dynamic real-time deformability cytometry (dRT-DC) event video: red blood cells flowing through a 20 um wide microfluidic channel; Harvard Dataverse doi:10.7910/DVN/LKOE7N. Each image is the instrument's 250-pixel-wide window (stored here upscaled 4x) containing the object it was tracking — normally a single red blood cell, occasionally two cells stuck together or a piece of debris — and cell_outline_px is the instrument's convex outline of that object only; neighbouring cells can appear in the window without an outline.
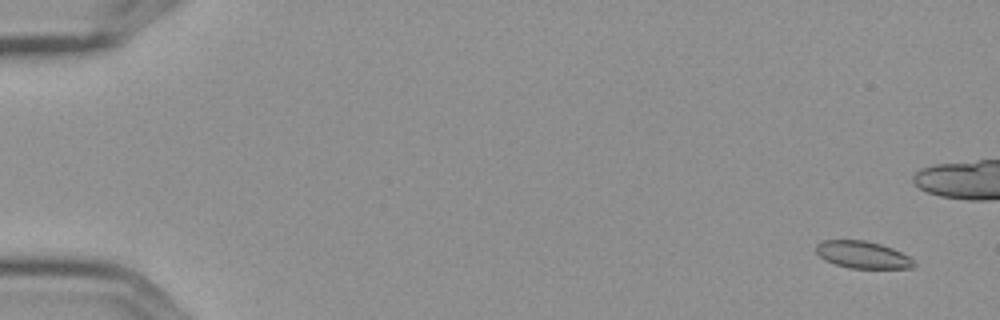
{"species": "Egyptian fruit bat (a non-hibernating species)", "species_latin": "Rousettus aegyptiacus", "temperature_condition": "cold", "stored_images_in_passage": 7, "camera_frame_rate_fps": 3000, "um_per_image_px": 0.085, "frame": {"image": 1, "passage_image": 2, "time_ms": 0.333, "image_size_px": [1000, 320], "cell_outline_px": [[916, 264], [912, 268], [848, 268], [824, 260], [816, 252], [816, 244], [824, 240], [864, 240], [880, 244], [892, 248], [916, 260]], "centroid_in_image_um": [73.33, 21.66], "position_along_channel_um": 11.7, "area_um2": 15.49}}